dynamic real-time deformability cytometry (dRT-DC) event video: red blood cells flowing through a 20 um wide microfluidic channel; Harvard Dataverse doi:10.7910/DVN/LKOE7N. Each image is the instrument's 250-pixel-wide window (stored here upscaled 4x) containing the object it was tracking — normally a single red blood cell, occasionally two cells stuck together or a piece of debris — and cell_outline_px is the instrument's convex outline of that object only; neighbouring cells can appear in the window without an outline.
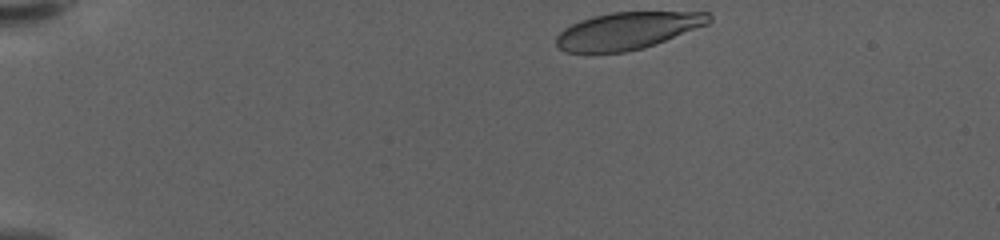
{"species": "human", "species_latin": "Homo sapiens", "temperature_condition": "warm", "stored_images_in_passage": 43, "camera_frame_rate_fps": 3000, "um_per_image_px": 0.085, "donor": {"sex": "female"}, "frame": {"image": 1, "passage_image": 1, "time_ms": 0.0, "image_size_px": [1000, 240], "cell_outline_px": [[712, 20], [708, 24], [644, 48], [624, 52], [564, 52], [556, 44], [556, 36], [564, 28], [580, 20], [592, 16], [612, 12], [708, 12], [712, 16]], "centroid_in_image_um": [53.33, 2.6], "position_along_channel_um": 31.7, "area_um2": 32.89}}
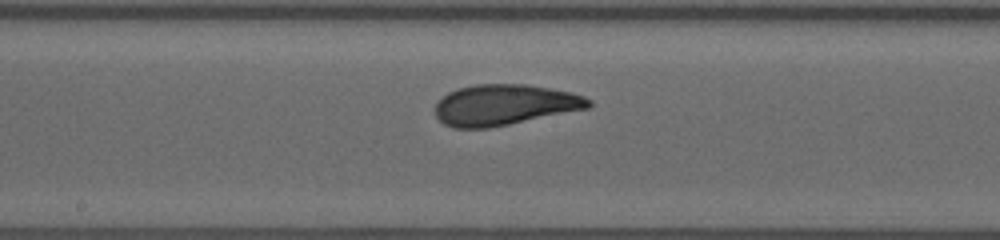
{"frame": {"image": 2, "passage_image": 23, "time_ms": 7.333, "image_size_px": [1000, 240], "cell_outline_px": [[592, 104], [588, 108], [488, 128], [452, 128], [444, 124], [436, 116], [436, 104], [448, 92], [456, 88], [476, 84], [528, 84], [572, 92], [584, 96], [592, 100]], "centroid_in_image_um": [42.88, 8.9], "position_along_channel_um": 205.3, "area_um2": 36.36}}
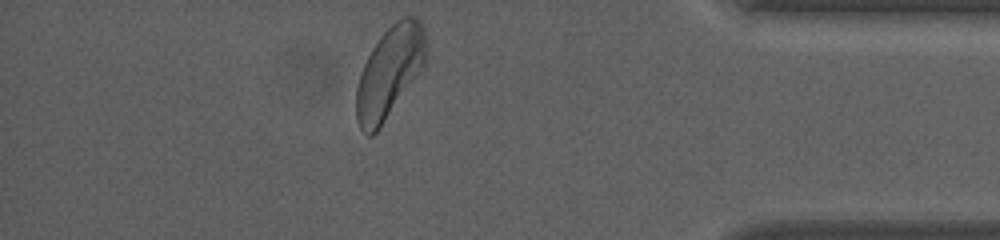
{"frame": {"image": 3, "passage_image": 42, "time_ms": 13.667, "image_size_px": [1000, 240], "cell_outline_px": [[424, 64], [380, 128], [372, 136], [368, 136], [360, 128], [356, 120], [356, 88], [360, 72], [372, 48], [380, 36], [396, 20], [404, 16], [416, 16], [420, 20], [424, 28]], "centroid_in_image_um": [33.06, 6.14], "position_along_channel_um": 402.1, "area_um2": 36.47}, "authors_computed_cell_mechanics": {"area_um2": 36.1828, "velocity_mm_per_s": 3.5417, "shape_relaxation_time_tau1_ms": 3.3272, "shape_relaxation_time_tau2_ms": 1.1034, "deformation_change_tau1": 0.1584, "deformation_change_tau2": 0.079}}